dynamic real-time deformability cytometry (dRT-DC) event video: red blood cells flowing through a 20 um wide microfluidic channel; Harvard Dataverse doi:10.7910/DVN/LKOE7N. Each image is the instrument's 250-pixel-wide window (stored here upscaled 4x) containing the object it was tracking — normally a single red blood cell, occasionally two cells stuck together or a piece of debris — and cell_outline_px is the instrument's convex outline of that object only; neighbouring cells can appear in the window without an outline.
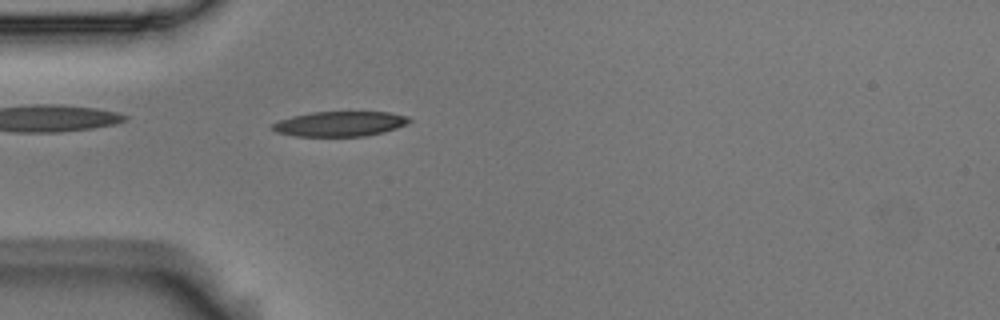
{"species": "Egyptian fruit bat (a non-hibernating species)", "species_latin": "Rousettus aegyptiacus", "temperature_condition": "room temperature", "stored_images_in_passage": 54, "camera_frame_rate_fps": 3000, "um_per_image_px": 0.085, "animal": {"sex": "male"}, "frame": {"image": 1, "passage_image": 15, "time_ms": 4.667, "image_size_px": [1000, 320], "cell_outline_px": [[412, 120], [408, 124], [384, 132], [364, 136], [292, 136], [276, 132], [272, 128], [272, 124], [280, 120], [292, 116], [312, 112], [388, 112], [408, 116]], "centroid_in_image_um": [28.91, 10.53], "position_along_channel_um": 56.1, "area_um2": 19.94}}
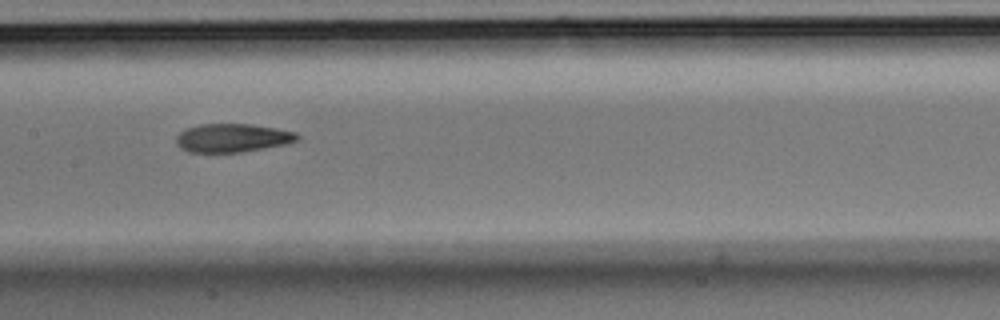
{"frame": {"image": 2, "passage_image": 26, "time_ms": 8.333, "image_size_px": [1000, 320], "cell_outline_px": [[300, 140], [284, 144], [240, 152], [188, 152], [180, 148], [176, 144], [176, 136], [180, 132], [188, 128], [200, 124], [252, 124], [276, 128], [296, 132], [300, 136]], "centroid_in_image_um": [19.75, 11.72], "position_along_channel_um": 187.6, "area_um2": 20.06}}
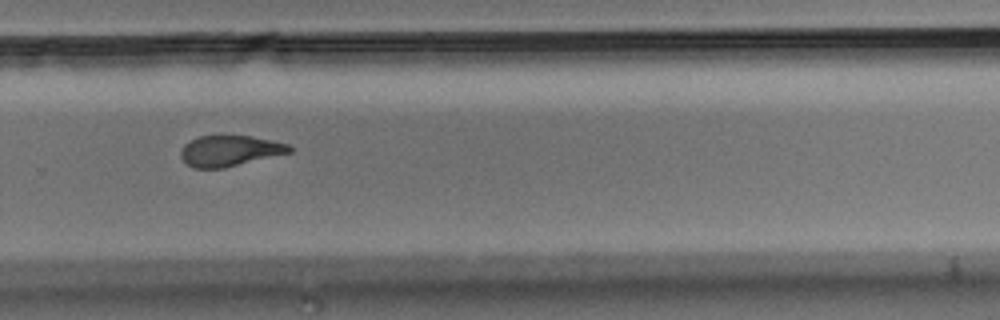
{"frame": {"image": 3, "passage_image": 36, "time_ms": 11.667, "image_size_px": [1000, 320], "cell_outline_px": [[292, 152], [224, 168], [192, 168], [180, 156], [180, 152], [184, 144], [200, 136], [252, 136], [272, 140], [288, 144], [292, 148]], "centroid_in_image_um": [19.54, 12.82], "position_along_channel_um": 310.3, "area_um2": 19.36}, "authors_computed_cell_mechanics": {"area_um2": 20.3745, "velocity_mm_per_s": 3.6948, "shape_relaxation_time_tau1_ms": 4.5589, "shape_relaxation_time_tau2_ms": 3.6743, "deformation_change_tau1": 0.1801, "deformation_change_tau2": 0.0953}}